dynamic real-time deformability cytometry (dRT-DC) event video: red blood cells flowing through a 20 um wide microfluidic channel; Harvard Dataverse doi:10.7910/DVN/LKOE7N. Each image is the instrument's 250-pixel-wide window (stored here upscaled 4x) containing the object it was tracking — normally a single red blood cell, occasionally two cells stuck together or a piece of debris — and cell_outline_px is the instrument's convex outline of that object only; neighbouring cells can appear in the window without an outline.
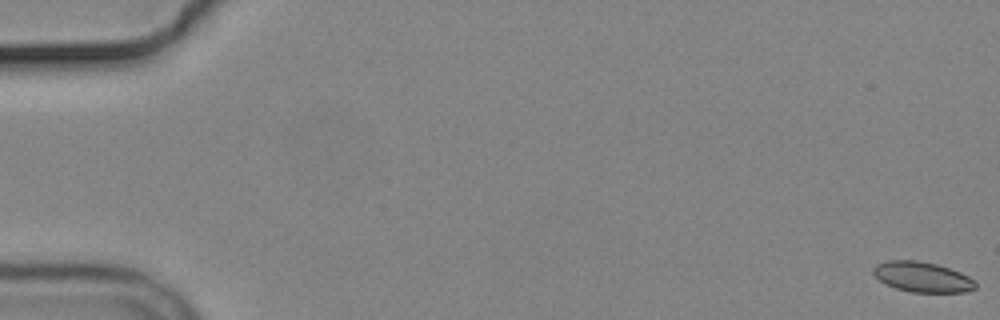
{"species": "common noctule bat (a hibernating species)", "species_latin": "Nyctalus noctula", "temperature_condition": "cold", "stored_images_in_passage": 5, "camera_frame_rate_fps": 3000, "um_per_image_px": 0.085, "animal": {"sex": "male", "body_mass_g": 19.2, "forearm_length_mm": 51.8}, "frame": {"image": 1, "passage_image": 1, "time_ms": 0.0, "image_size_px": [1000, 320], "cell_outline_px": [[976, 288], [964, 292], [912, 292], [896, 288], [884, 284], [872, 272], [872, 268], [876, 264], [888, 260], [916, 260], [936, 264], [960, 272], [976, 280]], "centroid_in_image_um": [78.39, 23.54], "position_along_channel_um": 6.6, "area_um2": 18.03}}